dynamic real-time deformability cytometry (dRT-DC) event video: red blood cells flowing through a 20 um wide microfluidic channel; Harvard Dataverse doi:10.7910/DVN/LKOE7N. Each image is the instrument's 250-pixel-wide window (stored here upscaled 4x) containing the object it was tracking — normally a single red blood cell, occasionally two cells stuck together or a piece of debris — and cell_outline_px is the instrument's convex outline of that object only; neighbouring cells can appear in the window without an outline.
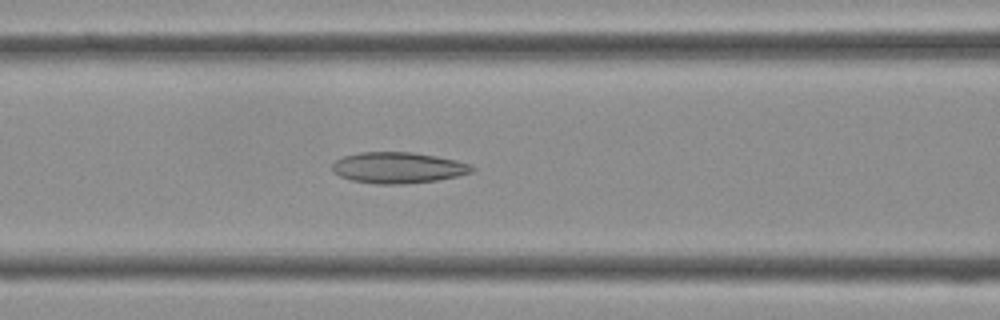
{"species": "Egyptian fruit bat (a non-hibernating species)", "species_latin": "Rousettus aegyptiacus", "temperature_condition": "cold", "stored_images_in_passage": 40, "camera_frame_rate_fps": 3000, "um_per_image_px": 0.085, "frame": {"image": 1, "passage_image": 16, "time_ms": 5.0, "image_size_px": [1000, 320], "cell_outline_px": [[476, 168], [472, 172], [456, 176], [436, 180], [404, 184], [376, 184], [352, 180], [340, 176], [332, 172], [332, 164], [336, 160], [344, 156], [360, 152], [412, 152], [436, 156], [456, 160], [472, 164]], "centroid_in_image_um": [33.84, 14.25], "position_along_channel_um": 132.8, "area_um2": 25.32}}
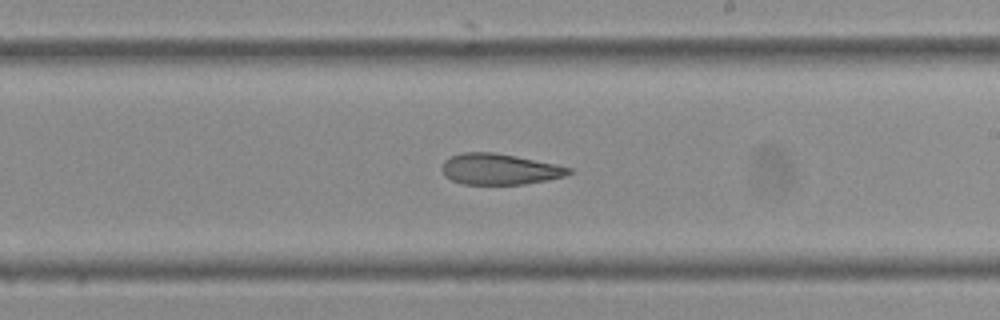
{"frame": {"image": 2, "passage_image": 23, "time_ms": 7.333, "image_size_px": [1000, 320], "cell_outline_px": [[572, 172], [568, 176], [548, 180], [524, 184], [464, 184], [452, 180], [444, 176], [440, 168], [444, 160], [452, 156], [464, 152], [496, 152], [556, 164], [572, 168]], "centroid_in_image_um": [42.47, 14.38], "position_along_channel_um": 246.5, "area_um2": 23.06}}
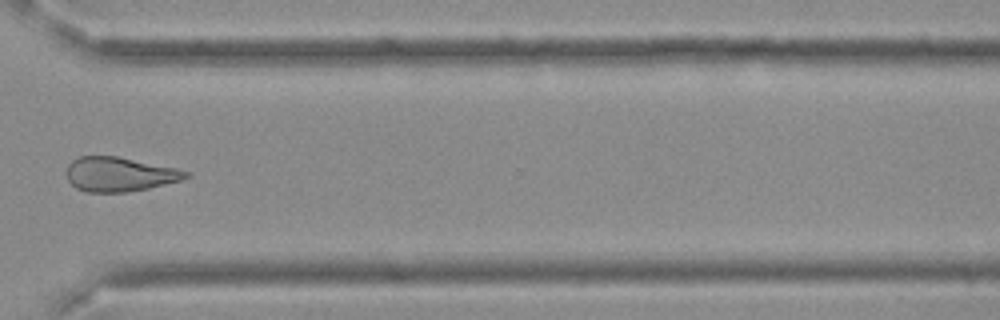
{"frame": {"image": 3, "passage_image": 30, "time_ms": 9.667, "image_size_px": [1000, 320], "cell_outline_px": [[192, 176], [180, 180], [148, 188], [124, 192], [84, 192], [76, 188], [68, 180], [64, 172], [68, 164], [72, 160], [80, 156], [116, 156], [176, 168], [192, 172]], "centroid_in_image_um": [10.13, 14.81], "position_along_channel_um": 360.5, "area_um2": 23.99}}